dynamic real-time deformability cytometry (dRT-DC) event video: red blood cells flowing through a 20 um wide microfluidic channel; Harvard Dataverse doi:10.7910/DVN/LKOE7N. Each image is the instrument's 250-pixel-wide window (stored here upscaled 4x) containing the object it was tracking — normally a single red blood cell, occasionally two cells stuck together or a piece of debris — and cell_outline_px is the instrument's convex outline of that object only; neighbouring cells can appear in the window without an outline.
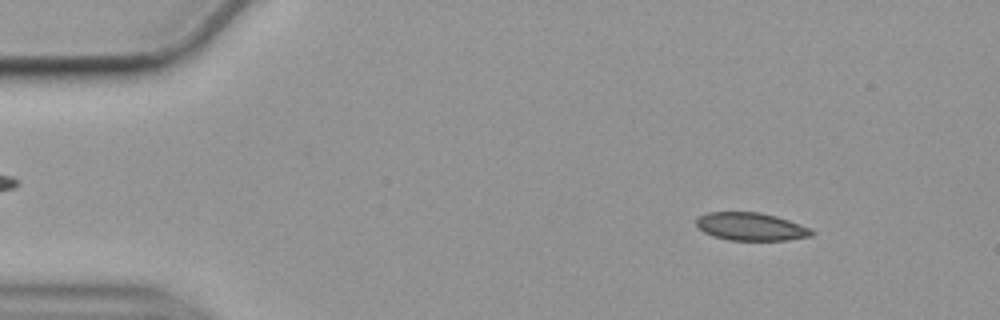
{"species": "common noctule bat (a hibernating species)", "species_latin": "Nyctalus noctula", "temperature_condition": "cold", "stored_images_in_passage": 55, "camera_frame_rate_fps": 3000, "um_per_image_px": 0.085, "animal": {"sex": "female", "body_mass_g": 19.9}, "frame": {"image": 1, "passage_image": 6, "time_ms": 1.667, "image_size_px": [1000, 320], "cell_outline_px": [[812, 236], [788, 240], [728, 240], [712, 236], [704, 232], [696, 224], [696, 220], [700, 216], [708, 212], [760, 212], [776, 216], [812, 228]], "centroid_in_image_um": [63.83, 19.26], "position_along_channel_um": 21.2, "area_um2": 18.73}}
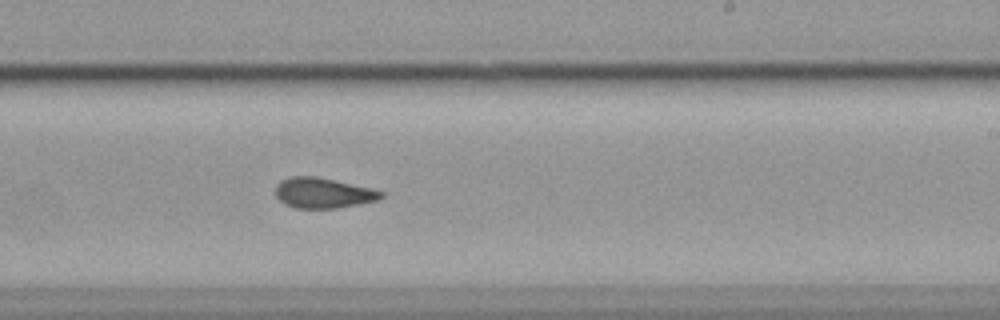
{"frame": {"image": 2, "passage_image": 33, "time_ms": 10.667, "image_size_px": [1000, 320], "cell_outline_px": [[384, 196], [376, 200], [360, 204], [336, 208], [292, 208], [284, 204], [276, 196], [276, 184], [280, 180], [288, 176], [316, 176], [372, 188], [384, 192]], "centroid_in_image_um": [27.44, 16.39], "position_along_channel_um": 261.6, "area_um2": 18.84}}
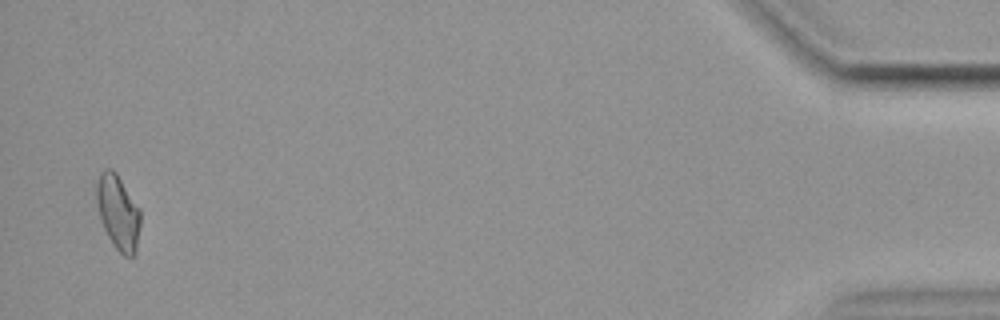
{"frame": {"image": 3, "passage_image": 54, "time_ms": 17.667, "image_size_px": [1000, 320], "cell_outline_px": [[140, 224], [136, 252], [132, 256], [124, 256], [116, 248], [108, 236], [100, 220], [96, 204], [96, 184], [100, 172], [104, 168], [112, 168], [116, 172], [140, 208]], "centroid_in_image_um": [10.02, 18.01], "position_along_channel_um": 425.2, "area_um2": 19.25}, "authors_computed_cell_mechanics": {"area_um2": 19.2474, "velocity_mm_per_s": 3.5484, "shape_relaxation_time_tau1_ms": null, "shape_relaxation_time_tau2_ms": 2.1576, "deformation_change_tau1": null, "deformation_change_tau2": 0.0806}}